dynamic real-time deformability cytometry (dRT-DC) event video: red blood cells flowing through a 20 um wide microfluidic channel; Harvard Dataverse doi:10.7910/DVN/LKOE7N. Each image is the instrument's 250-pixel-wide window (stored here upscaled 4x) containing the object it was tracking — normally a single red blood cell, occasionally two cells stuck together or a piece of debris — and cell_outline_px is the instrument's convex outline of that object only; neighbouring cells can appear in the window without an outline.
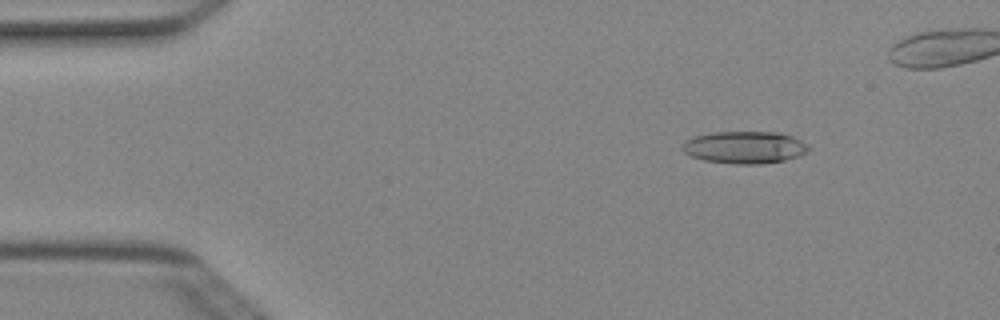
{"species": "Egyptian fruit bat (a non-hibernating species)", "species_latin": "Rousettus aegyptiacus", "temperature_condition": "cold", "stored_images_in_passage": 5, "camera_frame_rate_fps": 3000, "um_per_image_px": 0.085, "animal": {"sex": "female"}, "frame": {"image": 1, "passage_image": 2, "time_ms": 0.333, "image_size_px": [1000, 320], "cell_outline_px": [[812, 148], [808, 152], [800, 156], [784, 160], [760, 164], [736, 164], [704, 160], [692, 156], [684, 152], [680, 148], [684, 140], [696, 136], [712, 132], [780, 132], [792, 136], [808, 144]], "centroid_in_image_um": [63.32, 12.52], "position_along_channel_um": 21.7, "area_um2": 23.93}}